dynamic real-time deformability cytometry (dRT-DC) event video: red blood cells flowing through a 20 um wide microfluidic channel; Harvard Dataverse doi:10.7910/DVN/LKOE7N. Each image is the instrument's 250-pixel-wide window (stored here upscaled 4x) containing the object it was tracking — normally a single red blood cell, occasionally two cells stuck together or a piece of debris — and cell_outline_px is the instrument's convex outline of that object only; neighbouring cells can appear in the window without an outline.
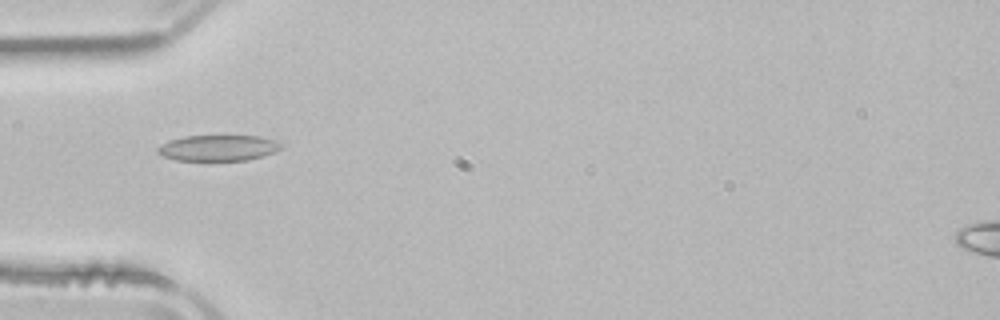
{"species": "common noctule bat (a hibernating species)", "species_latin": "Nyctalus noctula", "temperature_condition": "room temperature", "stored_images_in_passage": 51, "camera_frame_rate_fps": 3000, "um_per_image_px": 0.085, "animal": {"sex": "male", "body_mass_g": 21.5, "forearm_length_mm": 52.0}, "frame": {"image": 1, "passage_image": 16, "time_ms": 5.0, "image_size_px": [1000, 320], "cell_outline_px": [[284, 144], [280, 148], [272, 152], [248, 160], [176, 160], [164, 156], [156, 152], [156, 148], [160, 144], [168, 140], [184, 136], [260, 136], [276, 140]], "centroid_in_image_um": [18.51, 12.56], "position_along_channel_um": 66.5, "area_um2": 18.55}}
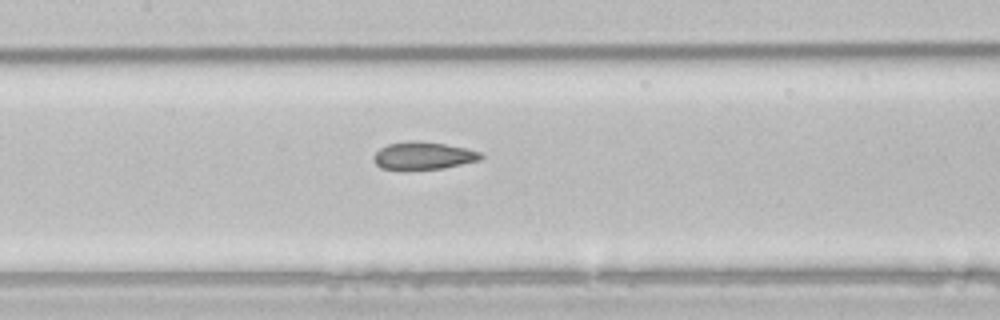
{"frame": {"image": 2, "passage_image": 24, "time_ms": 7.667, "image_size_px": [1000, 320], "cell_outline_px": [[484, 156], [480, 160], [444, 168], [380, 168], [376, 164], [372, 156], [380, 148], [388, 144], [412, 140], [416, 140], [444, 144], [468, 148], [480, 152]], "centroid_in_image_um": [36.01, 13.21], "position_along_channel_um": 171.4, "area_um2": 16.94}}
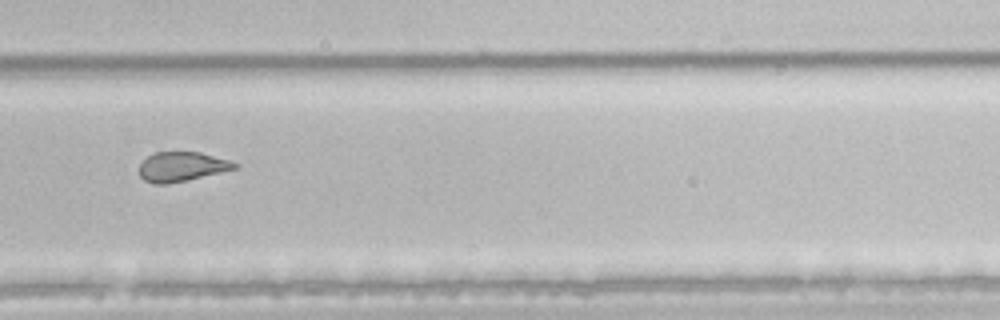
{"frame": {"image": 3, "passage_image": 35, "time_ms": 11.333, "image_size_px": [1000, 320], "cell_outline_px": [[240, 168], [188, 180], [168, 184], [156, 184], [144, 180], [140, 176], [140, 164], [148, 156], [156, 152], [200, 152], [232, 160], [240, 164]], "centroid_in_image_um": [15.53, 14.17], "position_along_channel_um": 314.3, "area_um2": 16.65}, "authors_computed_cell_mechanics": {"area_um2": 19.4786, "velocity_mm_per_s": 3.9219, "shape_relaxation_time_tau1_ms": null, "shape_relaxation_time_tau2_ms": 1.8874, "deformation_change_tau1": null, "deformation_change_tau2": 0.0793}}